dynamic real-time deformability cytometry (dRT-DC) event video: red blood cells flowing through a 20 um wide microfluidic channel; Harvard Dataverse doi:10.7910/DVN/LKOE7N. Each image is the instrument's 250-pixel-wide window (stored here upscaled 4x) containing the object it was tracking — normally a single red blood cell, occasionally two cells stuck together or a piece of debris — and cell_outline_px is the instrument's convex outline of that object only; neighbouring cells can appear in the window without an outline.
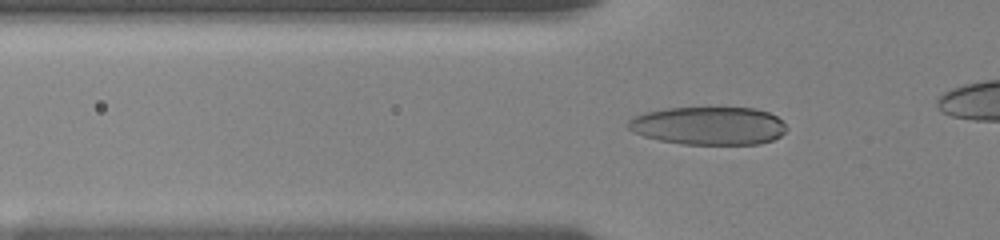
{"species": "human", "species_latin": "Homo sapiens", "temperature_condition": "room temperature", "stored_images_in_passage": 51, "camera_frame_rate_fps": 3000, "um_per_image_px": 0.085, "donor": {"sex": "female"}, "frame": {"image": 1, "passage_image": 25, "time_ms": 4.0, "image_size_px": [1000, 240], "cell_outline_px": [[788, 128], [780, 136], [772, 140], [760, 144], [684, 144], [660, 140], [644, 136], [632, 132], [628, 128], [628, 120], [644, 112], [668, 108], [756, 108], [768, 112], [776, 116]], "centroid_in_image_um": [60.24, 10.69], "position_along_channel_um": 65.6, "area_um2": 35.08}}
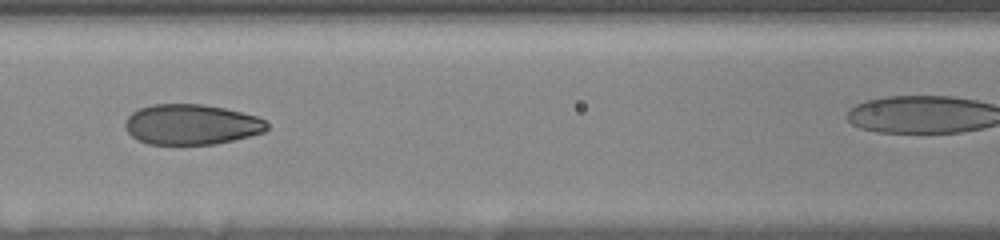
{"frame": {"image": 2, "passage_image": 43, "time_ms": 6.333, "image_size_px": [1000, 240], "cell_outline_px": [[268, 128], [264, 132], [216, 144], [148, 144], [132, 136], [124, 128], [124, 124], [128, 116], [132, 112], [140, 108], [152, 104], [204, 104], [224, 108], [256, 116], [264, 120], [268, 124]], "centroid_in_image_um": [16.25, 10.57], "position_along_channel_um": 150.4, "area_um2": 33.23}}
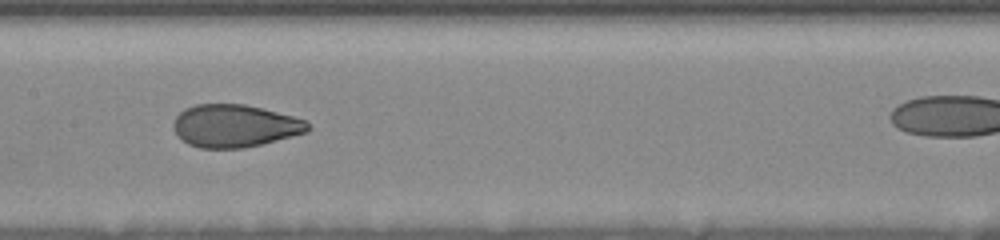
{"frame": {"image": 3, "passage_image": 50, "time_ms": 7.333, "image_size_px": [1000, 240], "cell_outline_px": [[312, 128], [308, 132], [264, 144], [244, 148], [200, 148], [188, 144], [172, 128], [172, 124], [176, 116], [184, 108], [196, 104], [244, 104], [292, 116], [304, 120]], "centroid_in_image_um": [19.95, 10.71], "position_along_channel_um": 187.4, "area_um2": 33.41}}